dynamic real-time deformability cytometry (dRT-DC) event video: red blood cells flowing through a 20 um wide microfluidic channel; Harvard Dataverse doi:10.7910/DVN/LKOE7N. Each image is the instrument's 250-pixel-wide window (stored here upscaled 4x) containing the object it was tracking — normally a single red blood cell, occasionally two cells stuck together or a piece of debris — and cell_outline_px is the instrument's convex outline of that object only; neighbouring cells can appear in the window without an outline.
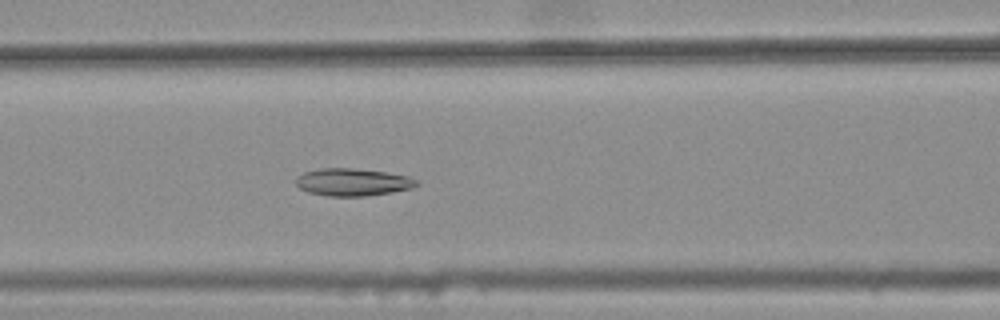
{"species": "common noctule bat (a hibernating species)", "species_latin": "Nyctalus noctula", "temperature_condition": "warm", "stored_images_in_passage": 44, "camera_frame_rate_fps": 3000, "um_per_image_px": 0.085, "animal": {"sex": "female", "body_mass_g": 25.1}, "frame": {"image": 1, "passage_image": 22, "time_ms": 7.0, "image_size_px": [1000, 320], "cell_outline_px": [[420, 184], [412, 188], [392, 192], [364, 196], [328, 196], [308, 192], [300, 188], [296, 184], [296, 176], [304, 172], [320, 168], [352, 168], [388, 172], [408, 176], [416, 180]], "centroid_in_image_um": [29.98, 15.47], "position_along_channel_um": 136.6, "area_um2": 19.36}}
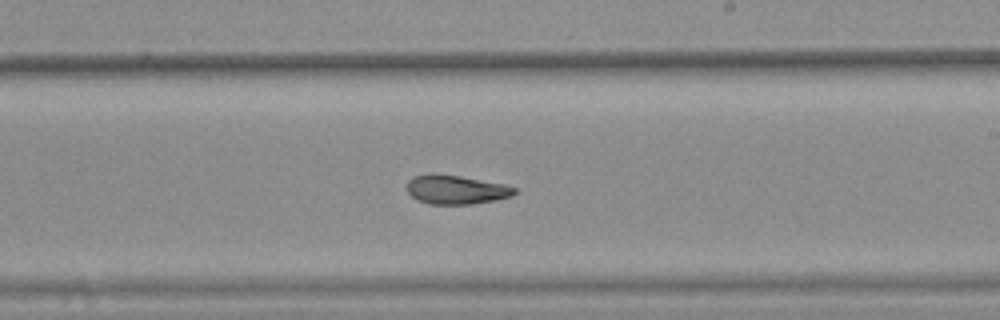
{"frame": {"image": 2, "passage_image": 31, "time_ms": 10.0, "image_size_px": [1000, 320], "cell_outline_px": [[516, 192], [512, 196], [496, 200], [472, 204], [428, 204], [412, 196], [408, 192], [408, 180], [412, 176], [428, 172], [436, 172], [460, 176], [504, 184], [516, 188]], "centroid_in_image_um": [38.74, 16.09], "position_along_channel_um": 250.3, "area_um2": 18.38}}
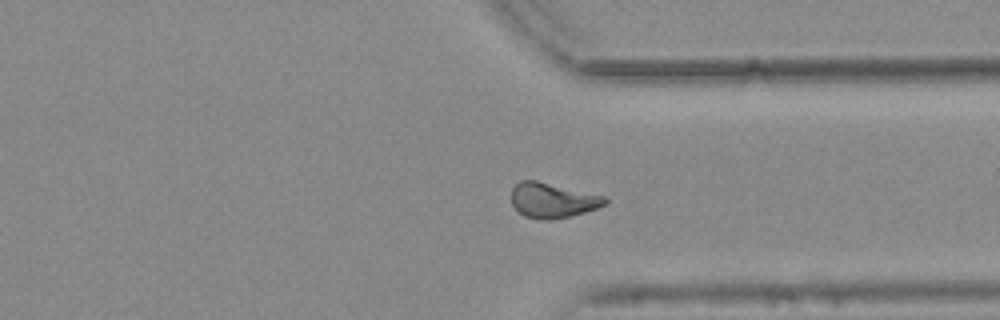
{"frame": {"image": 3, "passage_image": 40, "time_ms": 13.0, "image_size_px": [1000, 320], "cell_outline_px": [[608, 200], [604, 204], [596, 208], [572, 216], [548, 220], [524, 216], [512, 204], [512, 188], [520, 180], [536, 180], [604, 196]], "centroid_in_image_um": [46.95, 17.02], "position_along_channel_um": 364.5, "area_um2": 18.79}, "authors_computed_cell_mechanics": {"area_um2": 19.2763, "velocity_mm_per_s": 3.7987, "shape_relaxation_time_tau1_ms": null, "shape_relaxation_time_tau2_ms": 3.2472, "deformation_change_tau1": null, "deformation_change_tau2": 0.1023}}